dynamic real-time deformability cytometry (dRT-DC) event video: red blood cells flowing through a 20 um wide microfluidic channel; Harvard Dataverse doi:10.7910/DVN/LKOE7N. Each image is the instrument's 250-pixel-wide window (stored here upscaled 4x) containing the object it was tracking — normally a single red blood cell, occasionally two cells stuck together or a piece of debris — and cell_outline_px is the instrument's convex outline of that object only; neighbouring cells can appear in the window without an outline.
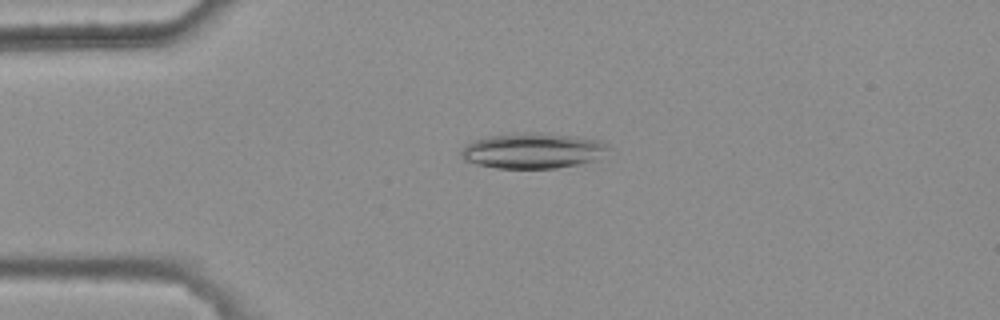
{"species": "common noctule bat (a hibernating species)", "species_latin": "Nyctalus noctula", "temperature_condition": "warm", "stored_images_in_passage": 7, "camera_frame_rate_fps": 3000, "um_per_image_px": 0.085, "animal": {"sex": "female", "body_mass_g": 25.1}, "frame": {"image": 1, "passage_image": 1, "time_ms": 0.0, "image_size_px": [1000, 320], "cell_outline_px": [[612, 148], [600, 160], [580, 164], [556, 168], [496, 168], [476, 164], [464, 160], [460, 156], [460, 152], [464, 144], [472, 140], [488, 136], [512, 132], [544, 132], [580, 136], [604, 140]], "centroid_in_image_um": [45.36, 12.78], "position_along_channel_um": 39.6, "area_um2": 31.67}}
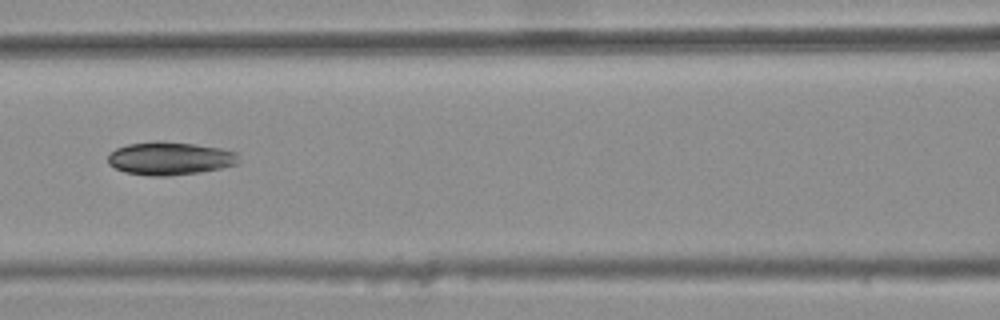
{"frame": {"image": 2, "passage_image": 4, "time_ms": 1.0, "image_size_px": [1000, 320], "cell_outline_px": [[236, 164], [220, 168], [200, 172], [168, 176], [152, 176], [124, 172], [108, 164], [108, 156], [116, 148], [128, 144], [156, 140], [160, 140], [196, 144], [220, 148], [236, 152]], "centroid_in_image_um": [14.39, 13.45], "position_along_channel_um": 152.2, "area_um2": 25.14}}
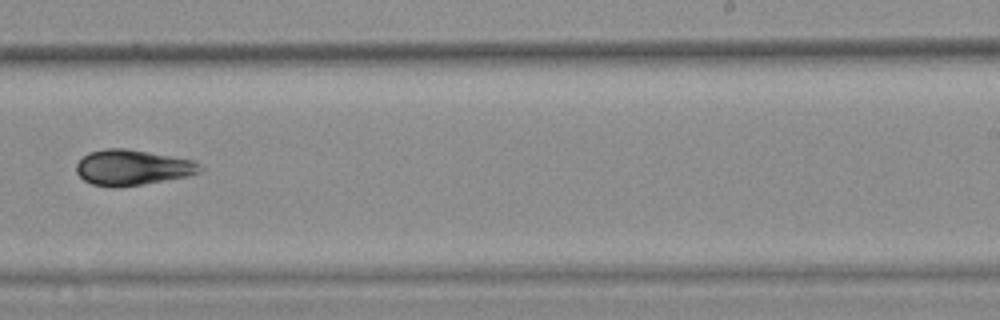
{"frame": {"image": 3, "passage_image": 7, "time_ms": 2.0, "image_size_px": [1000, 320], "cell_outline_px": [[204, 168], [200, 172], [188, 176], [144, 184], [116, 188], [92, 184], [84, 180], [76, 172], [76, 164], [88, 152], [104, 148], [124, 148], [148, 152], [192, 160], [200, 164]], "centroid_in_image_um": [11.24, 14.24], "position_along_channel_um": 277.8, "area_um2": 25.61}}